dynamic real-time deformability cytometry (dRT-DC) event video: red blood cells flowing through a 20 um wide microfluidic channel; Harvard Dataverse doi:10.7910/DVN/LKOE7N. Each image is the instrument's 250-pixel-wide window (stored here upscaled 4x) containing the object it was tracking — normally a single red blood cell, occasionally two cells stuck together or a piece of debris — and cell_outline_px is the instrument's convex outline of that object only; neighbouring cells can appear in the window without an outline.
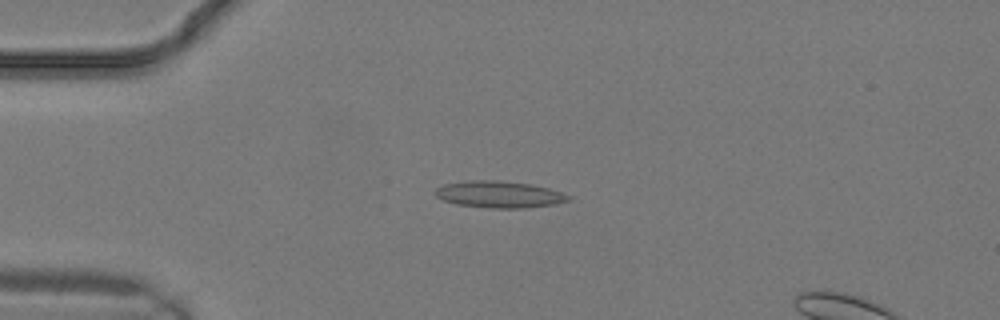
{"species": "common noctule bat (a hibernating species)", "species_latin": "Nyctalus noctula", "temperature_condition": "warm", "stored_images_in_passage": 6, "camera_frame_rate_fps": 3000, "um_per_image_px": 0.085, "animal": {"sex": "male", "body_mass_g": 19.2, "forearm_length_mm": 51.8}, "frame": {"image": 1, "passage_image": 4, "time_ms": 1.0, "image_size_px": [1000, 320], "cell_outline_px": [[572, 200], [556, 204], [524, 208], [492, 208], [456, 204], [444, 200], [436, 196], [436, 188], [444, 184], [468, 180], [496, 180], [532, 184], [548, 188], [572, 196]], "centroid_in_image_um": [42.47, 16.52], "position_along_channel_um": 42.5, "area_um2": 20.75}}